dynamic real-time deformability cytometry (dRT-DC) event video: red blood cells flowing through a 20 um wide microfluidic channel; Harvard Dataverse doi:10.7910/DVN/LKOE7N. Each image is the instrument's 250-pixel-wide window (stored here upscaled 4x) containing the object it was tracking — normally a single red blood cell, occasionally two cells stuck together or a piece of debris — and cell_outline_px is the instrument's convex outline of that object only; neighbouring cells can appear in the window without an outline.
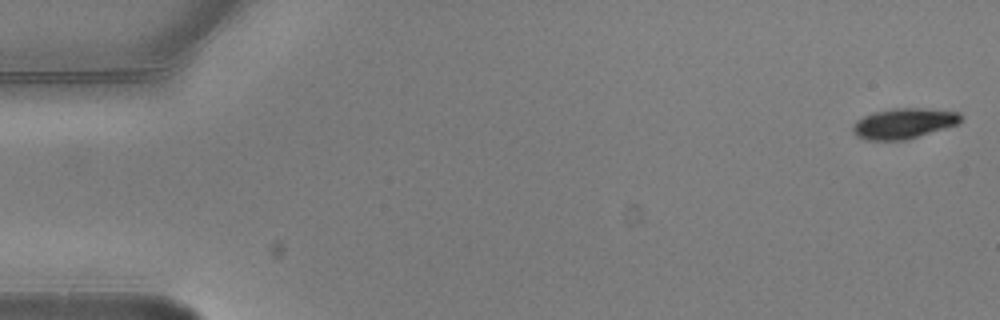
{"species": "common noctule bat (a hibernating species)", "species_latin": "Nyctalus noctula", "temperature_condition": "warm", "stored_images_in_passage": 10, "camera_frame_rate_fps": 3000, "um_per_image_px": 0.085, "animal": {"sex": "male", "body_mass_g": 20.5, "forearm_length_mm": 52.5}, "frame": {"image": 1, "passage_image": 1, "time_ms": 0.0, "image_size_px": [1000, 320], "cell_outline_px": [[960, 124], [904, 140], [868, 140], [856, 136], [852, 132], [852, 128], [856, 120], [872, 112], [892, 108], [924, 108], [960, 112]], "centroid_in_image_um": [76.8, 10.48], "position_along_channel_um": 8.2, "area_um2": 19.19}}
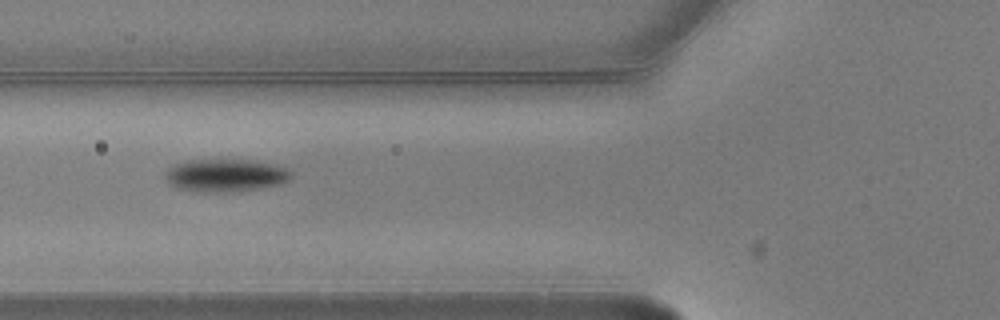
{"frame": {"image": 2, "passage_image": 6, "time_ms": 1.667, "image_size_px": [1000, 320], "cell_outline_px": [[292, 176], [288, 180], [280, 184], [260, 188], [224, 192], [196, 192], [180, 188], [168, 184], [164, 176], [164, 172], [168, 168], [176, 164], [188, 160], [256, 160], [276, 164], [292, 172]], "centroid_in_image_um": [19.15, 14.9], "position_along_channel_um": 106.6, "area_um2": 24.1}}
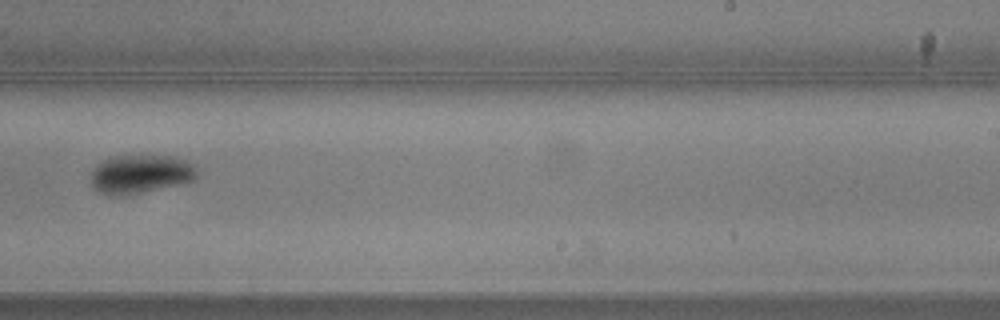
{"frame": {"image": 3, "passage_image": 10, "time_ms": 3.0, "image_size_px": [1000, 320], "cell_outline_px": [[196, 180], [180, 184], [128, 196], [108, 196], [96, 192], [92, 188], [92, 168], [104, 160], [112, 156], [172, 156], [188, 160], [196, 168]], "centroid_in_image_um": [11.92, 14.83], "position_along_channel_um": 277.1, "area_um2": 24.33}}